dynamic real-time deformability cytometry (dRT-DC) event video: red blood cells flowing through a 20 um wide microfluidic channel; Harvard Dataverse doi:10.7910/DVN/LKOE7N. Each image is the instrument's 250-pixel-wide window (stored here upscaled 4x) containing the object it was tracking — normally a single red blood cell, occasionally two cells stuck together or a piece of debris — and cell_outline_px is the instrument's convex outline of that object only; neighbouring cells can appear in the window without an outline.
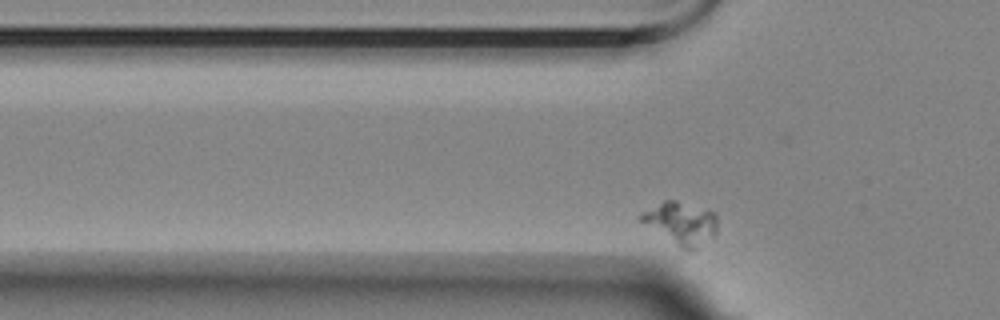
{"species": "Egyptian fruit bat (a non-hibernating species)", "species_latin": "Rousettus aegyptiacus", "temperature_condition": "room temperature", "stored_images_in_passage": 37, "camera_frame_rate_fps": 3000, "um_per_image_px": 0.085, "animal": {"sex": "female"}, "frame": {"image": 1, "passage_image": 4, "time_ms": 1.0, "image_size_px": [1000, 320], "cell_outline_px": [[716, 232], [712, 236], [692, 252], [688, 252], [680, 248], [636, 220], [636, 216], [664, 200], [676, 200], [716, 212]], "centroid_in_image_um": [57.83, 18.98], "position_along_channel_um": 68.0, "area_um2": 19.19}}
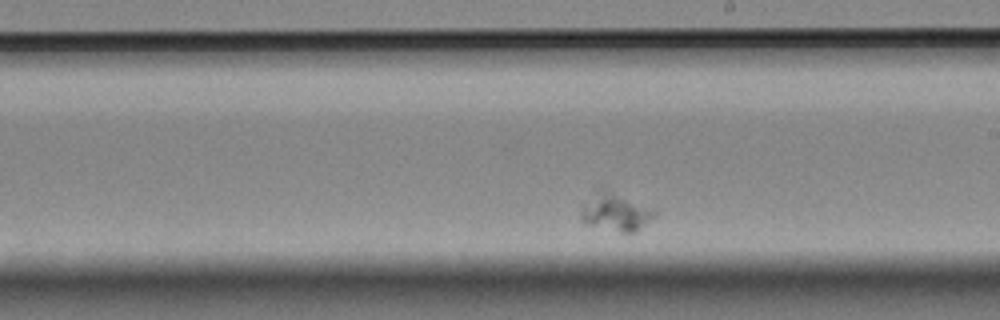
{"frame": {"image": 2, "passage_image": 21, "time_ms": 6.667, "image_size_px": [1000, 320], "cell_outline_px": [[656, 212], [636, 232], [620, 232], [584, 224], [580, 220], [580, 208], [600, 188], [604, 188], [652, 208]], "centroid_in_image_um": [52.25, 18.04], "position_along_channel_um": 236.7, "area_um2": 15.84}}
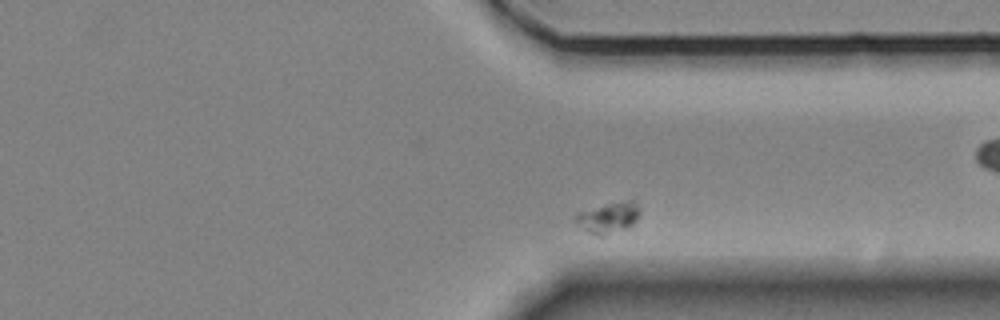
{"frame": {"image": 3, "passage_image": 33, "time_ms": 10.667, "image_size_px": [1000, 320], "cell_outline_px": [[640, 212], [636, 220], [628, 228], [604, 236], [600, 236], [588, 232], [572, 220], [572, 216], [576, 212], [608, 204], [632, 200], [640, 208]], "centroid_in_image_um": [51.66, 18.52], "position_along_channel_um": 359.7, "area_um2": 11.56}}